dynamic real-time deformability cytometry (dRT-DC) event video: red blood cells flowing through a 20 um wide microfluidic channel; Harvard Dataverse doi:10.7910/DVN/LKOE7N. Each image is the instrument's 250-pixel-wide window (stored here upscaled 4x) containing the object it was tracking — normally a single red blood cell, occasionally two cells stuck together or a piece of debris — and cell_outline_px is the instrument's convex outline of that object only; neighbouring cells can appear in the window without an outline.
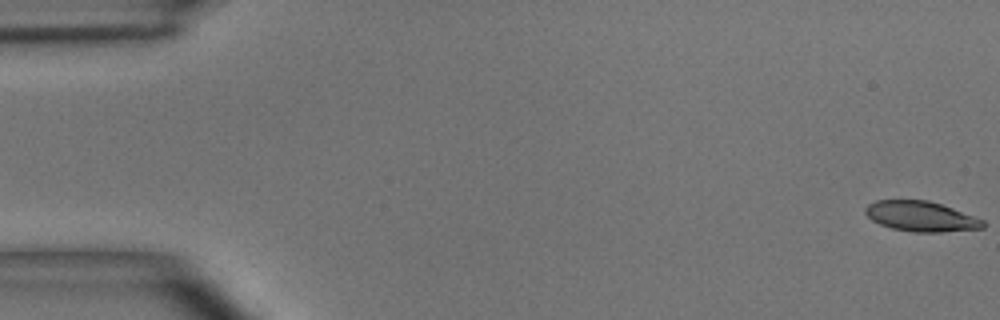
{"species": "common noctule bat (a hibernating species)", "species_latin": "Nyctalus noctula", "temperature_condition": "room temperature", "stored_images_in_passage": 11, "camera_frame_rate_fps": 3000, "um_per_image_px": 0.085, "animal": {"sex": "male", "body_mass_g": 15.6}, "frame": {"image": 1, "passage_image": 1, "time_ms": 0.0, "image_size_px": [1000, 320], "cell_outline_px": [[984, 228], [940, 232], [912, 232], [892, 228], [880, 224], [872, 220], [864, 212], [864, 208], [868, 204], [876, 200], [928, 200], [952, 208], [984, 220]], "centroid_in_image_um": [78.26, 18.39], "position_along_channel_um": 6.7, "area_um2": 20.58}}